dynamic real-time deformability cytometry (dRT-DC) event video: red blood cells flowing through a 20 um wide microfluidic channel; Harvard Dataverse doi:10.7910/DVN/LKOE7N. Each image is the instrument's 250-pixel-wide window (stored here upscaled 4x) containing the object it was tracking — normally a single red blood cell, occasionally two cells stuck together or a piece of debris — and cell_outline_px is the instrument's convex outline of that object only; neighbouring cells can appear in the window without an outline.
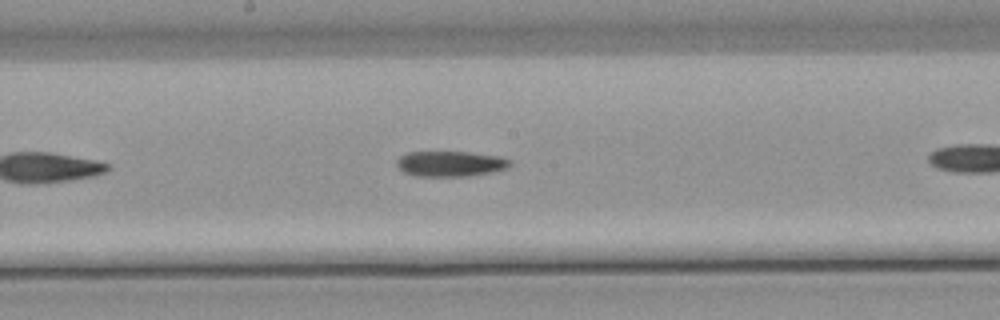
{"species": "common noctule bat (a hibernating species)", "species_latin": "Nyctalus noctula", "temperature_condition": "warm", "stored_images_in_passage": 8, "camera_frame_rate_fps": 3000, "um_per_image_px": 0.085, "animal": {"sex": "male", "body_mass_g": 21.5, "forearm_length_mm": 52.0}, "frame": {"image": 1, "passage_image": 5, "time_ms": 5.667, "image_size_px": [1000, 320], "cell_outline_px": [[512, 164], [504, 168], [488, 172], [468, 176], [416, 176], [404, 172], [396, 164], [396, 160], [400, 156], [408, 152], [468, 152], [500, 156], [512, 160]], "centroid_in_image_um": [38.26, 13.91], "position_along_channel_um": 209.9, "area_um2": 16.65}}
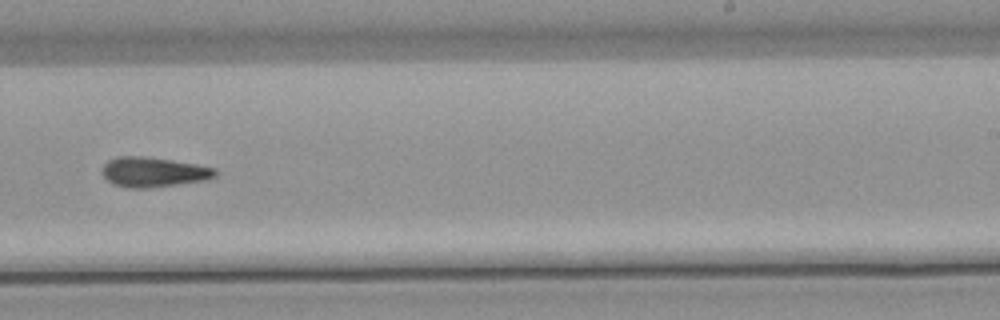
{"frame": {"image": 2, "passage_image": 8, "time_ms": 9.333, "image_size_px": [1000, 320], "cell_outline_px": [[216, 176], [204, 180], [144, 188], [132, 188], [116, 184], [108, 180], [100, 172], [104, 164], [108, 160], [116, 156], [144, 156], [172, 160], [196, 164], [216, 168]], "centroid_in_image_um": [13.02, 14.6], "position_along_channel_um": 276.0, "area_um2": 19.42}}